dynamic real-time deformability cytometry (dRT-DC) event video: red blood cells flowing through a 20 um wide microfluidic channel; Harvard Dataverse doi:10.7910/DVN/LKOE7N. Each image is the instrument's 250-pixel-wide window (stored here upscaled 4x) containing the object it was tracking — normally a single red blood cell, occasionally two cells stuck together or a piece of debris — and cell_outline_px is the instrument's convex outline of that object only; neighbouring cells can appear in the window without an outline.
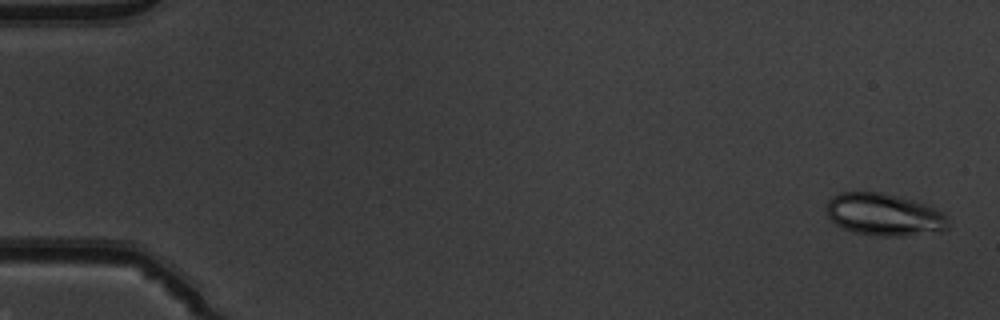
{"species": "common noctule bat (a hibernating species)", "species_latin": "Nyctalus noctula", "temperature_condition": "warm", "stored_images_in_passage": 52, "camera_frame_rate_fps": 3000, "um_per_image_px": 0.085, "animal": {"sex": "male", "body_mass_g": 19.5, "forearm_length_mm": 54.6}, "frame": {"image": 1, "passage_image": 2, "time_ms": 0.333, "image_size_px": [1000, 320], "cell_outline_px": [[948, 228], [940, 232], [904, 236], [880, 236], [852, 232], [836, 224], [828, 216], [824, 208], [828, 200], [832, 196], [840, 192], [880, 192], [900, 196], [924, 204], [948, 216]], "centroid_in_image_um": [75.13, 18.24], "position_along_channel_um": 9.9, "area_um2": 30.17}}
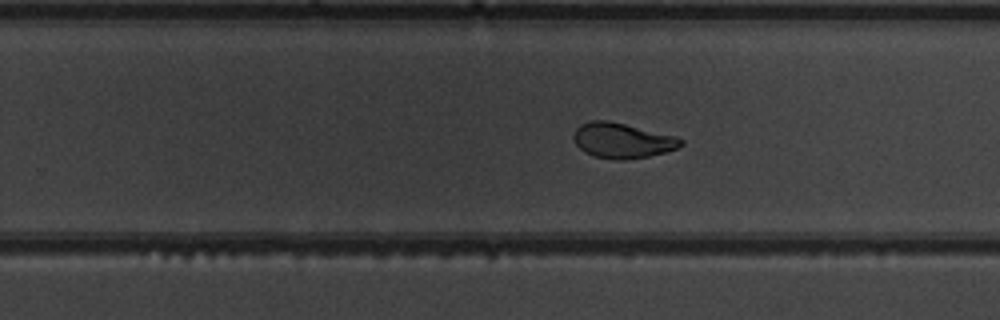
{"frame": {"image": 2, "passage_image": 34, "time_ms": 11.0, "image_size_px": [1000, 320], "cell_outline_px": [[684, 144], [676, 148], [664, 152], [648, 156], [624, 160], [616, 160], [596, 156], [584, 152], [576, 144], [572, 136], [576, 128], [580, 124], [592, 120], [608, 120], [676, 136], [684, 140]], "centroid_in_image_um": [52.88, 11.93], "position_along_channel_um": 276.9, "area_um2": 21.91}}
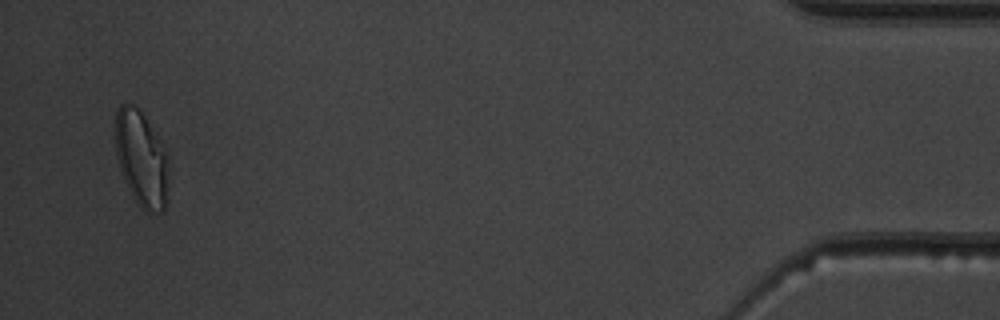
{"frame": {"image": 3, "passage_image": 51, "time_ms": 16.667, "image_size_px": [1000, 320], "cell_outline_px": [[168, 184], [164, 208], [160, 212], [148, 212], [140, 208], [124, 180], [116, 156], [112, 132], [116, 112], [120, 104], [132, 104], [144, 116], [164, 148], [168, 156]], "centroid_in_image_um": [11.97, 13.47], "position_along_channel_um": 423.2, "area_um2": 29.88}, "authors_computed_cell_mechanics": {"area_um2": 23.7558, "velocity_mm_per_s": 3.9267, "shape_relaxation_time_tau1_ms": 4.4758, "shape_relaxation_time_tau2_ms": 1.212, "deformation_change_tau1": 0.1792, "deformation_change_tau2": 0.0601}}